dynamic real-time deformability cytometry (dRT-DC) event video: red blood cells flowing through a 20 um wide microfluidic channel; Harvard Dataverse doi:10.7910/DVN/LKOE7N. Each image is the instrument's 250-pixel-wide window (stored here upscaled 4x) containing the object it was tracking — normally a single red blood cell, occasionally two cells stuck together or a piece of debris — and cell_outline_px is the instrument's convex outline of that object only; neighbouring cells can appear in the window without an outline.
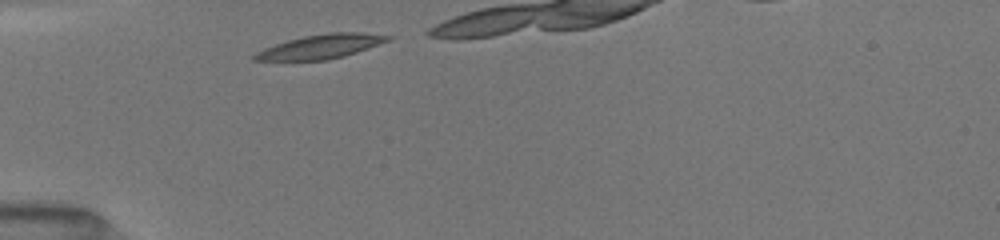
{"species": "common noctule bat (a hibernating species)", "species_latin": "Nyctalus noctula", "temperature_condition": "room temperature", "stored_images_in_passage": 7, "camera_frame_rate_fps": 3000, "um_per_image_px": 0.085, "animal": {"sex": "female", "body_mass_g": 19.5, "forearm_length_mm": 54.1}, "frame": {"image": 1, "passage_image": 1, "time_ms": 0.0, "image_size_px": [1000, 240], "cell_outline_px": [[396, 36], [392, 40], [344, 56], [328, 60], [252, 60], [252, 56], [256, 52], [264, 48], [288, 40], [304, 36], [328, 32], [364, 32]], "centroid_in_image_um": [27.34, 3.94], "position_along_channel_um": 57.7, "area_um2": 18.84}}